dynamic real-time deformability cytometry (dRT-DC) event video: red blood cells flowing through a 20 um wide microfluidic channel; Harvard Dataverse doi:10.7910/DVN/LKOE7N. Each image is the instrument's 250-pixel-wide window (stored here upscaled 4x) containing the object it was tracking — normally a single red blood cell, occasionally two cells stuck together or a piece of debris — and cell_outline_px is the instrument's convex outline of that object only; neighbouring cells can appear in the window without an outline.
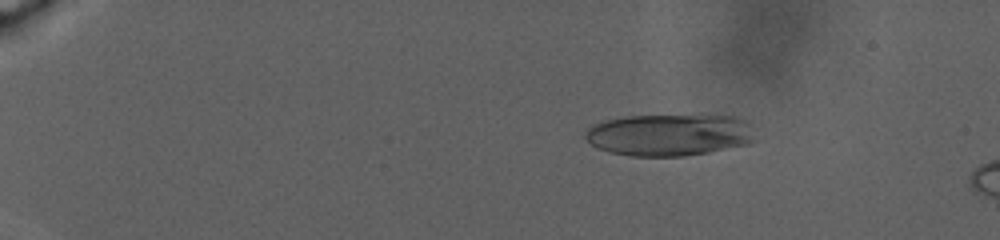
{"species": "human", "species_latin": "Homo sapiens", "temperature_condition": "warm", "stored_images_in_passage": 40, "camera_frame_rate_fps": 3000, "um_per_image_px": 0.085, "donor": {"sex": "male"}, "frame": {"image": 1, "passage_image": 23, "time_ms": 6.333, "image_size_px": [1000, 240], "cell_outline_px": [[756, 140], [748, 144], [708, 152], [684, 156], [632, 156], [608, 152], [596, 148], [584, 136], [584, 132], [592, 124], [604, 120], [624, 116], [700, 112], [736, 116], [744, 120], [748, 124]], "centroid_in_image_um": [56.9, 11.4], "position_along_channel_um": 28.1, "area_um2": 43.06}}